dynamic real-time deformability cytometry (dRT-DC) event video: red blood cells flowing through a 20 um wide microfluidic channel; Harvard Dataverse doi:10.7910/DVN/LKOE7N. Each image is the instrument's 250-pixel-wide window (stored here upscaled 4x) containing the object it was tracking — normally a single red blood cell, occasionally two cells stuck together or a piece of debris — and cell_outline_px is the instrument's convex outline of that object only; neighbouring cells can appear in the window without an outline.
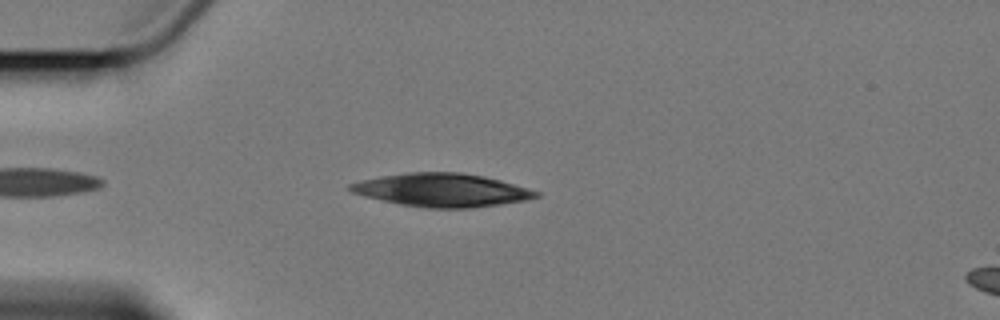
{"species": "Egyptian fruit bat (a non-hibernating species)", "species_latin": "Rousettus aegyptiacus", "temperature_condition": "cold", "stored_images_in_passage": 5, "camera_frame_rate_fps": 3000, "um_per_image_px": 0.085, "animal": {"sex": "female"}, "frame": {"image": 1, "passage_image": 2, "time_ms": 1.333, "image_size_px": [1000, 320], "cell_outline_px": [[540, 196], [528, 200], [472, 208], [428, 208], [400, 204], [364, 196], [352, 192], [348, 188], [348, 184], [360, 180], [380, 176], [408, 172], [460, 172], [484, 176], [500, 180], [540, 192]], "centroid_in_image_um": [37.55, 16.15], "position_along_channel_um": 47.4, "area_um2": 36.01}}